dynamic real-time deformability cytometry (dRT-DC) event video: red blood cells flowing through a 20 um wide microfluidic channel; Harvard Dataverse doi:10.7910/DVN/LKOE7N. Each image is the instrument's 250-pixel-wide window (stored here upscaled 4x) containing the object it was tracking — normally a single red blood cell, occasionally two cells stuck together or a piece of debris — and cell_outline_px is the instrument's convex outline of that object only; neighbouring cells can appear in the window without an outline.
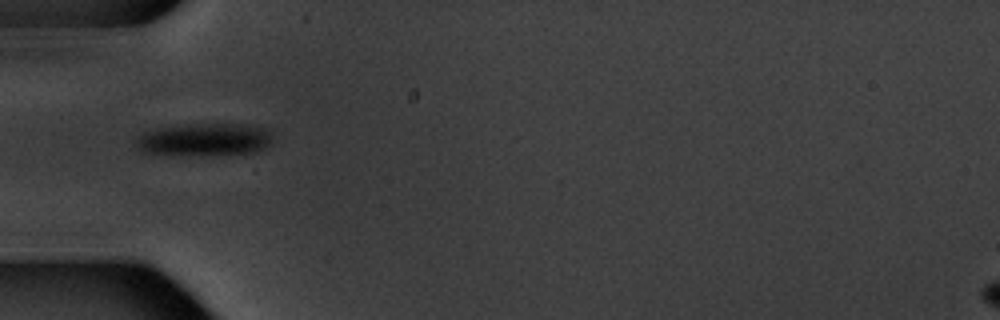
{"species": "common noctule bat (a hibernating species)", "species_latin": "Nyctalus noctula", "temperature_condition": "warm", "stored_images_in_passage": 4, "camera_frame_rate_fps": 3000, "um_per_image_px": 0.085, "animal": {"sex": "male", "body_mass_g": 20.1, "forearm_length_mm": 53.5}, "frame": {"image": 1, "passage_image": 3, "time_ms": 2.333, "image_size_px": [1000, 320], "cell_outline_px": [[272, 144], [256, 152], [200, 156], [144, 152], [136, 144], [136, 136], [144, 132], [156, 128], [184, 124], [248, 124], [268, 128], [272, 132]], "centroid_in_image_um": [17.45, 11.85], "position_along_channel_um": 67.6, "area_um2": 26.47}}